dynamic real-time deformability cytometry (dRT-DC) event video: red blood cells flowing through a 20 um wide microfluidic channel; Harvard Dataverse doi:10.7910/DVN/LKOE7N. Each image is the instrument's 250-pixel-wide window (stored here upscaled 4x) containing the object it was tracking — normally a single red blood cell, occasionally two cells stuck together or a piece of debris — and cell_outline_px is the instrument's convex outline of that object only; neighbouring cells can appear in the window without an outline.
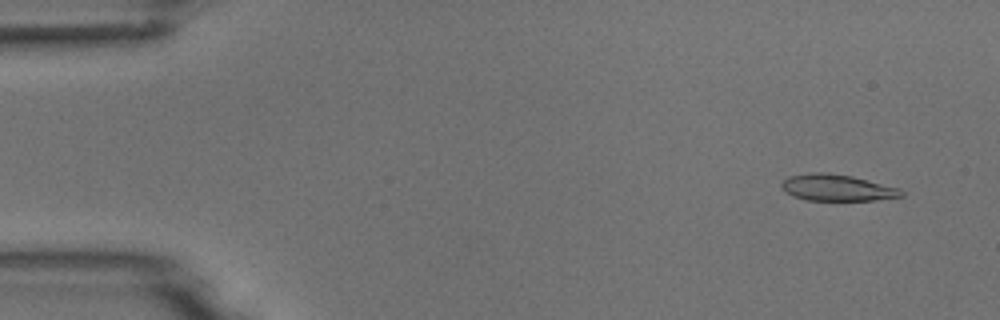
{"species": "common noctule bat (a hibernating species)", "species_latin": "Nyctalus noctula", "temperature_condition": "room temperature", "stored_images_in_passage": 4, "camera_frame_rate_fps": 3000, "um_per_image_px": 0.085, "animal": {"sex": "male", "body_mass_g": 18.8}, "frame": {"image": 1, "passage_image": 1, "time_ms": 0.0, "image_size_px": [1000, 320], "cell_outline_px": [[904, 196], [872, 200], [804, 200], [792, 196], [780, 184], [788, 176], [816, 172], [820, 172], [852, 176], [896, 188], [904, 192]], "centroid_in_image_um": [71.11, 15.96], "position_along_channel_um": 13.9, "area_um2": 18.03}}
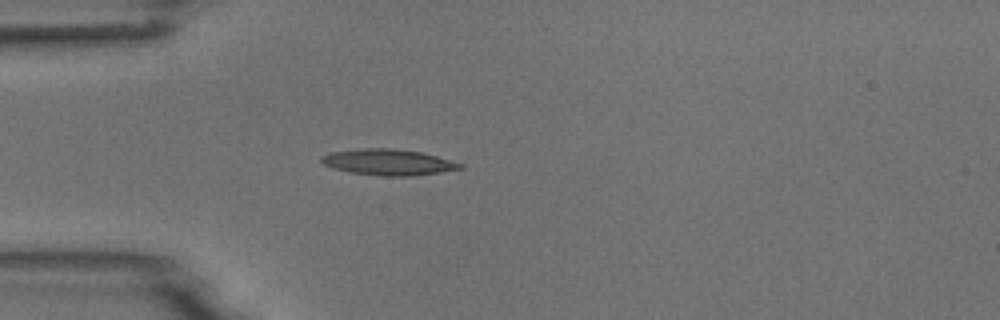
{"frame": {"image": 2, "passage_image": 4, "time_ms": 3.667, "image_size_px": [1000, 320], "cell_outline_px": [[464, 168], [440, 172], [412, 176], [380, 176], [352, 172], [332, 168], [324, 164], [320, 160], [320, 156], [332, 152], [364, 148], [392, 148], [420, 152], [436, 156], [464, 164]], "centroid_in_image_um": [33.01, 13.79], "position_along_channel_um": 52.0, "area_um2": 20.92}}